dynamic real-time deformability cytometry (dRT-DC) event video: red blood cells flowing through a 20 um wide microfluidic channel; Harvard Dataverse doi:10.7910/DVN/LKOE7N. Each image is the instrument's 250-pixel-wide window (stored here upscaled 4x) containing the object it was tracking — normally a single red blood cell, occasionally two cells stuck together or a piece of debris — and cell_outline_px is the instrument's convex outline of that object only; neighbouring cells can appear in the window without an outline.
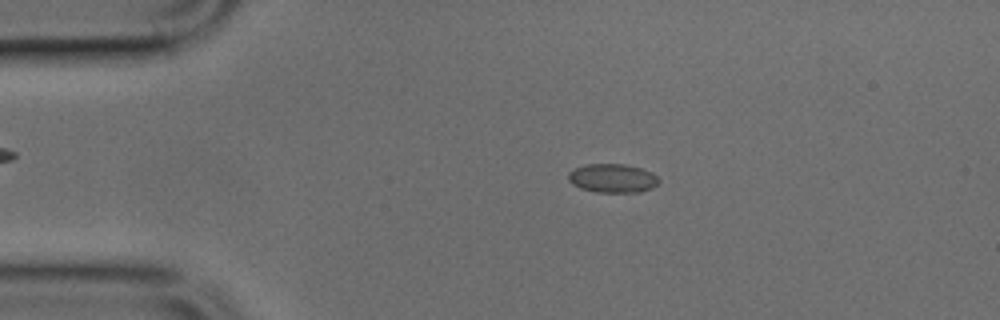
{"species": "common noctule bat (a hibernating species)", "species_latin": "Nyctalus noctula", "temperature_condition": "cold", "stored_images_in_passage": 35, "camera_frame_rate_fps": 3000, "um_per_image_px": 0.085, "animal": {"sex": "male", "body_mass_g": 17.9, "forearm_length_mm": 54.2}, "frame": {"image": 1, "passage_image": 7, "time_ms": 2.0, "image_size_px": [1000, 320], "cell_outline_px": [[660, 180], [652, 188], [640, 192], [596, 192], [580, 188], [572, 184], [568, 180], [568, 172], [576, 168], [588, 164], [624, 164], [640, 168], [652, 172]], "centroid_in_image_um": [52.06, 15.15], "position_along_channel_um": 32.9, "area_um2": 15.14}}
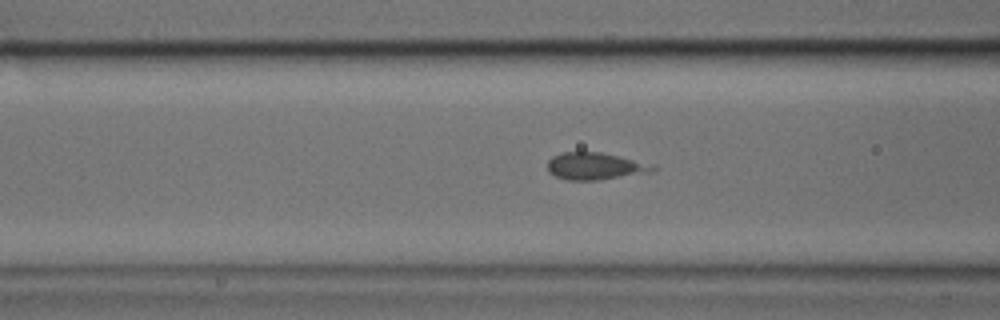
{"frame": {"image": 2, "passage_image": 16, "time_ms": 5.0, "image_size_px": [1000, 320], "cell_outline_px": [[656, 168], [652, 172], [596, 180], [568, 180], [556, 176], [548, 172], [548, 160], [552, 156], [564, 152], [600, 152], [656, 164]], "centroid_in_image_um": [50.61, 14.12], "position_along_channel_um": 116.0, "area_um2": 16.65}}
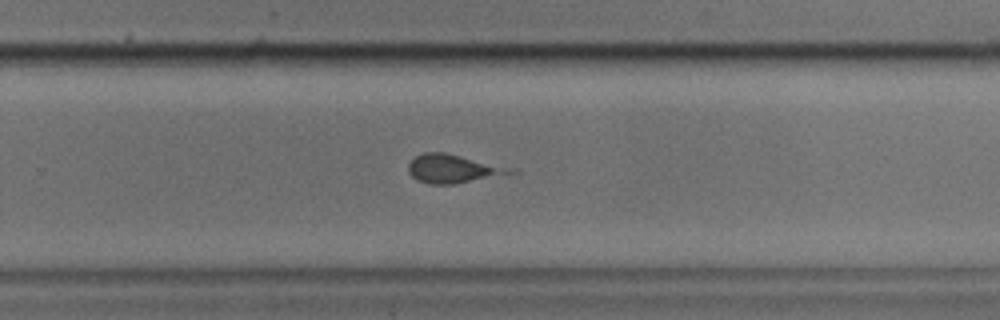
{"frame": {"image": 3, "passage_image": 29, "time_ms": 9.333, "image_size_px": [1000, 320], "cell_outline_px": [[492, 172], [484, 176], [452, 184], [428, 184], [416, 180], [408, 172], [408, 164], [416, 156], [424, 152], [444, 152], [492, 168]], "centroid_in_image_um": [37.82, 14.34], "position_along_channel_um": 292.0, "area_um2": 13.93}}